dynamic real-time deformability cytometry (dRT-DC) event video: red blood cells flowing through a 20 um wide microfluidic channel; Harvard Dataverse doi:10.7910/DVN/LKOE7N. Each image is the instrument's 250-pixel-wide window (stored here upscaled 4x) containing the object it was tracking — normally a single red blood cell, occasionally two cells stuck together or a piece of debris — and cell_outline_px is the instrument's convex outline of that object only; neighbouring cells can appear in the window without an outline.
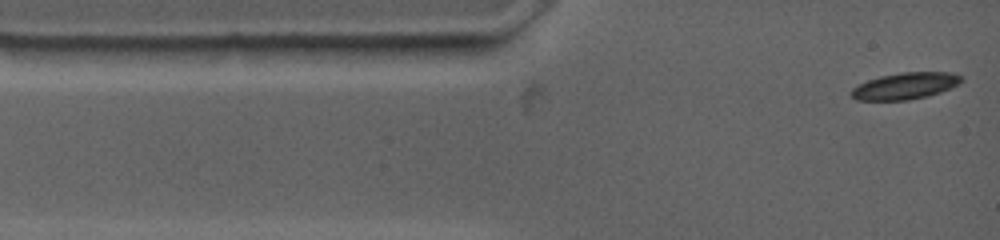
{"species": "common noctule bat (a hibernating species)", "species_latin": "Nyctalus noctula", "temperature_condition": "warm", "stored_images_in_passage": 35, "camera_frame_rate_fps": 4500, "um_per_image_px": 0.085, "animal": {"sex": "female", "body_mass_g": 19.0, "forearm_length_mm": 53.3}, "frame": {"image": 1, "passage_image": 1, "time_ms": 0.0, "image_size_px": [1000, 240], "cell_outline_px": [[964, 80], [960, 84], [940, 92], [928, 96], [908, 100], [856, 100], [848, 92], [852, 88], [868, 80], [880, 76], [900, 72], [952, 72], [960, 76]], "centroid_in_image_um": [76.95, 7.3], "position_along_channel_um": 8.1, "area_um2": 17.17}}
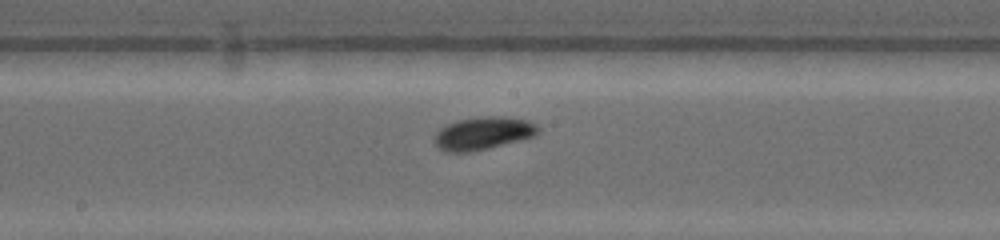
{"frame": {"image": 2, "passage_image": 20, "time_ms": 6.444, "image_size_px": [1000, 240], "cell_outline_px": [[540, 132], [536, 136], [472, 152], [444, 152], [436, 144], [436, 132], [440, 128], [448, 124], [460, 120], [488, 116], [504, 116], [528, 120], [536, 124], [540, 128]], "centroid_in_image_um": [41.12, 11.33], "position_along_channel_um": 207.1, "area_um2": 19.71}}
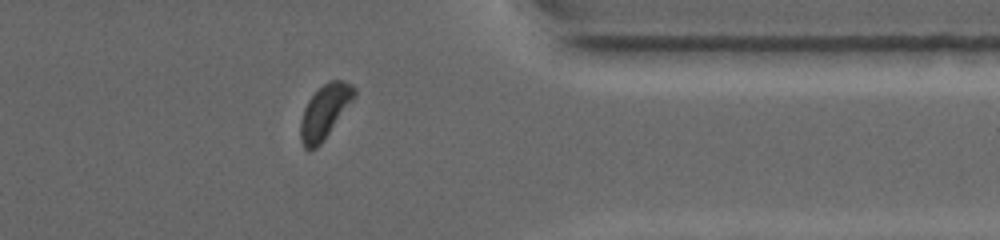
{"frame": {"image": 3, "passage_image": 35, "time_ms": 11.556, "image_size_px": [1000, 240], "cell_outline_px": [[356, 96], [320, 144], [316, 148], [308, 152], [304, 148], [300, 140], [300, 120], [304, 108], [308, 100], [328, 80], [344, 80], [352, 84], [356, 88]], "centroid_in_image_um": [27.59, 9.49], "position_along_channel_um": 383.8, "area_um2": 16.82}, "authors_computed_cell_mechanics": {"area_um2": 17.8024, "velocity_mm_per_s": 3.6996, "shape_relaxation_time_tau1_ms": 4.9017, "shape_relaxation_time_tau2_ms": null, "deformation_change_tau1": 0.1055, "deformation_change_tau2": null}}